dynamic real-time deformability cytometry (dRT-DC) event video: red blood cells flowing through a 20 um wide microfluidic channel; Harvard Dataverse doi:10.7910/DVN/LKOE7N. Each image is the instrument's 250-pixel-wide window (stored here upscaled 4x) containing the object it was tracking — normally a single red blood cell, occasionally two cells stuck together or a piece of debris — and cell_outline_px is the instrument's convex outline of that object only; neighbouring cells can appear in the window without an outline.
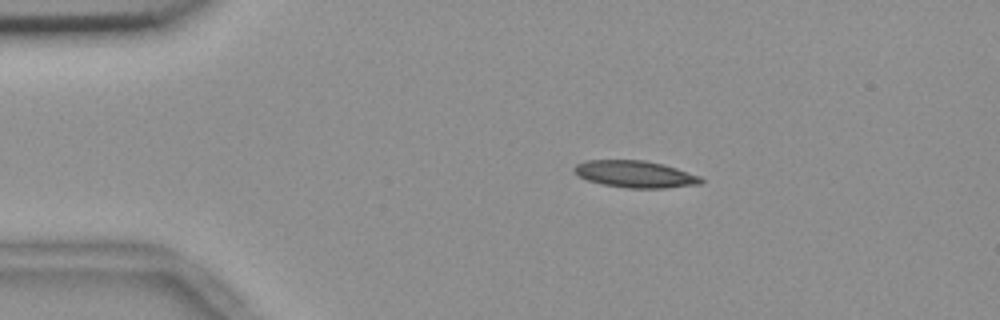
{"species": "common noctule bat (a hibernating species)", "species_latin": "Nyctalus noctula", "temperature_condition": "room temperature", "stored_images_in_passage": 7, "camera_frame_rate_fps": 3000, "um_per_image_px": 0.085, "animal": {"sex": "female", "body_mass_g": 18.4}, "frame": {"image": 1, "passage_image": 3, "time_ms": 0.667, "image_size_px": [1000, 320], "cell_outline_px": [[704, 180], [700, 184], [664, 188], [628, 188], [604, 184], [588, 180], [572, 172], [572, 168], [576, 164], [588, 160], [644, 160], [664, 164], [700, 176]], "centroid_in_image_um": [53.98, 14.79], "position_along_channel_um": 31.0, "area_um2": 19.83}}
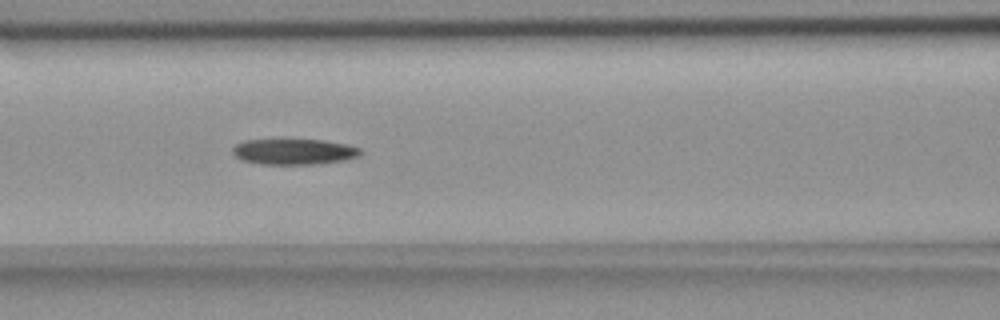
{"frame": {"image": 2, "passage_image": 6, "time_ms": 1.667, "image_size_px": [1000, 320], "cell_outline_px": [[364, 152], [360, 156], [344, 160], [316, 164], [260, 164], [240, 160], [232, 152], [232, 148], [236, 144], [244, 140], [280, 136], [324, 140], [348, 144], [360, 148]], "centroid_in_image_um": [24.96, 12.83], "position_along_channel_um": 141.6, "area_um2": 20.46}}
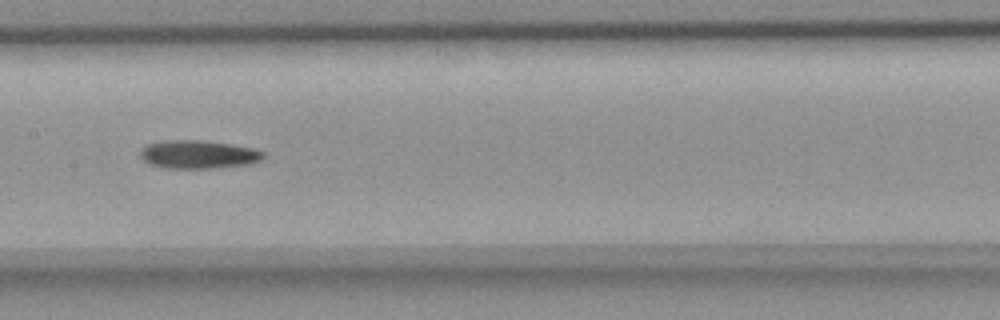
{"frame": {"image": 3, "passage_image": 7, "time_ms": 2.0, "image_size_px": [1000, 320], "cell_outline_px": [[264, 156], [260, 160], [252, 164], [220, 168], [164, 168], [152, 164], [144, 160], [140, 156], [140, 152], [148, 144], [164, 140], [200, 140], [232, 144], [252, 148], [264, 152]], "centroid_in_image_um": [16.9, 13.13], "position_along_channel_um": 190.5, "area_um2": 20.29}}